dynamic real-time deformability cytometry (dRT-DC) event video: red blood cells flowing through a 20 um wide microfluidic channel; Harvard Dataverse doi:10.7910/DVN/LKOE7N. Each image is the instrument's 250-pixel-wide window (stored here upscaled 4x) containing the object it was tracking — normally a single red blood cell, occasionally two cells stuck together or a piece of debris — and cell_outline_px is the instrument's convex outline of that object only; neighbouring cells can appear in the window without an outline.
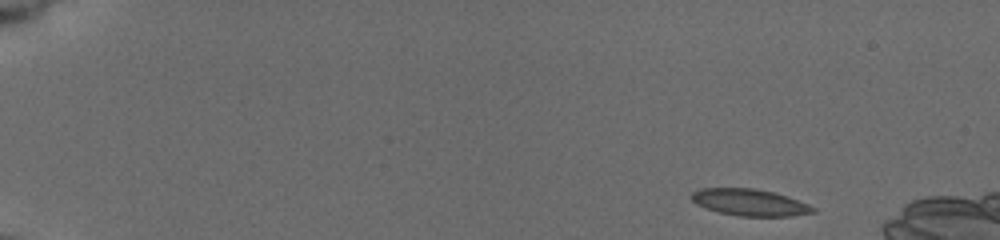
{"species": "common noctule bat (a hibernating species)", "species_latin": "Nyctalus noctula", "temperature_condition": "cold", "stored_images_in_passage": 13, "camera_frame_rate_fps": 3000, "um_per_image_px": 0.085, "animal": {"sex": "female", "body_mass_g": 19.5, "forearm_length_mm": 54.1}, "frame": {"image": 1, "passage_image": 1, "time_ms": 0.0, "image_size_px": [1000, 240], "cell_outline_px": [[816, 212], [792, 216], [740, 216], [720, 212], [704, 208], [696, 204], [688, 196], [692, 192], [700, 188], [752, 188], [772, 192], [808, 204], [816, 208]], "centroid_in_image_um": [63.67, 17.21], "position_along_channel_um": 21.3, "area_um2": 18.84}}
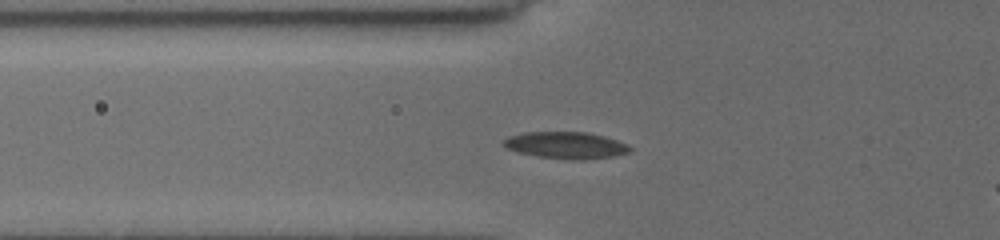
{"frame": {"image": 2, "passage_image": 10, "time_ms": 5.0, "image_size_px": [1000, 240], "cell_outline_px": [[632, 148], [628, 152], [612, 156], [584, 160], [572, 160], [536, 156], [516, 152], [504, 148], [500, 144], [508, 136], [524, 132], [588, 132], [604, 136], [628, 144]], "centroid_in_image_um": [48.04, 12.34], "position_along_channel_um": 77.8, "area_um2": 19.94}}
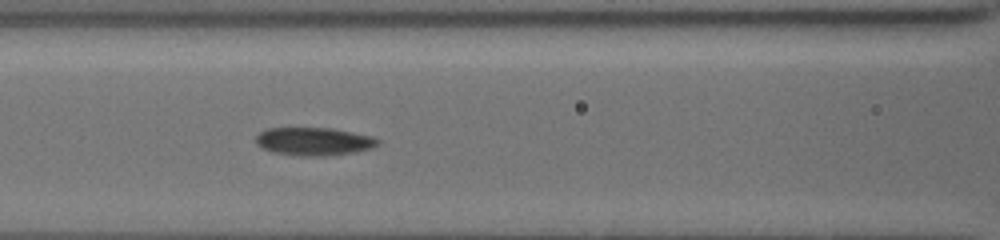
{"frame": {"image": 3, "passage_image": 13, "time_ms": 6.667, "image_size_px": [1000, 240], "cell_outline_px": [[380, 144], [372, 148], [356, 152], [328, 156], [300, 156], [272, 152], [260, 148], [256, 144], [256, 136], [260, 132], [268, 128], [332, 128], [372, 136], [380, 140]], "centroid_in_image_um": [26.68, 12.03], "position_along_channel_um": 139.9, "area_um2": 20.17}}